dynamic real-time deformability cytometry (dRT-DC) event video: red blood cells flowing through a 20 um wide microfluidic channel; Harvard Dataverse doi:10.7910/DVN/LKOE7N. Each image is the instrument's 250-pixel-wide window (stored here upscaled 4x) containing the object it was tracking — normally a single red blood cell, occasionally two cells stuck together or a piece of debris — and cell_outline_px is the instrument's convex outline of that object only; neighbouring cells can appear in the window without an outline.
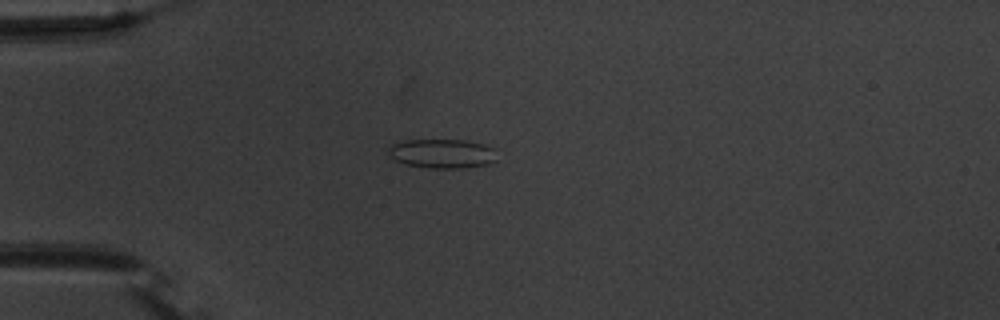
{"species": "common noctule bat (a hibernating species)", "species_latin": "Nyctalus noctula", "temperature_condition": "warm", "stored_images_in_passage": 40, "camera_frame_rate_fps": 3000, "um_per_image_px": 0.085, "animal": {"sex": "male", "body_mass_g": 20.1, "forearm_length_mm": 53.5}, "frame": {"image": 1, "passage_image": 1, "time_ms": 0.0, "image_size_px": [1000, 320], "cell_outline_px": [[496, 160], [484, 164], [464, 168], [428, 168], [404, 164], [396, 160], [388, 152], [388, 148], [392, 144], [404, 140], [464, 140], [484, 144], [492, 148]], "centroid_in_image_um": [37.54, 13.05], "position_along_channel_um": 47.5, "area_um2": 18.26}}
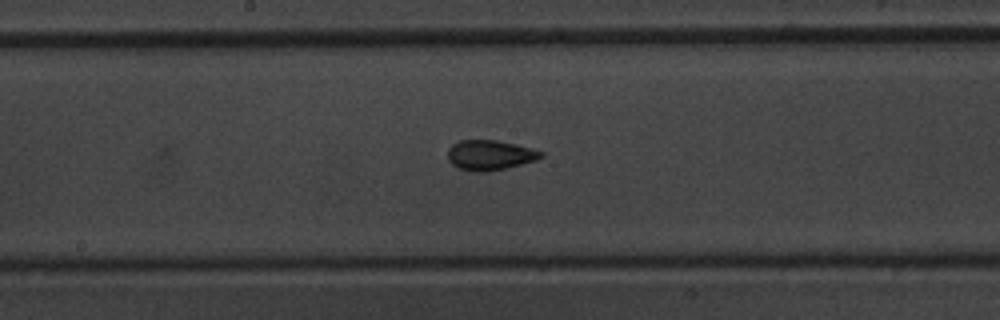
{"frame": {"image": 2, "passage_image": 15, "time_ms": 4.667, "image_size_px": [1000, 320], "cell_outline_px": [[544, 156], [536, 160], [488, 172], [476, 172], [460, 168], [452, 164], [448, 160], [448, 148], [452, 144], [460, 140], [496, 140], [516, 144], [532, 148], [544, 152]], "centroid_in_image_um": [41.64, 13.17], "position_along_channel_um": 206.6, "area_um2": 16.3}}
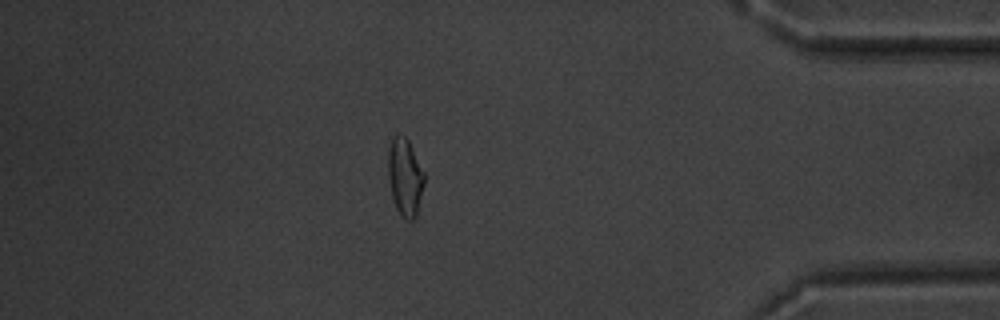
{"frame": {"image": 3, "passage_image": 33, "time_ms": 10.667, "image_size_px": [1000, 320], "cell_outline_px": [[424, 184], [416, 216], [412, 220], [408, 220], [400, 216], [396, 208], [392, 196], [388, 176], [388, 148], [392, 140], [400, 132], [408, 140], [424, 172]], "centroid_in_image_um": [34.42, 15.06], "position_along_channel_um": 400.8, "area_um2": 16.24}, "authors_computed_cell_mechanics": {"area_um2": 16.2707, "velocity_mm_per_s": 3.7986, "shape_relaxation_time_tau1_ms": 6.6277, "shape_relaxation_time_tau2_ms": 1.327, "deformation_change_tau1": 0.1546, "deformation_change_tau2": 0.0844}}